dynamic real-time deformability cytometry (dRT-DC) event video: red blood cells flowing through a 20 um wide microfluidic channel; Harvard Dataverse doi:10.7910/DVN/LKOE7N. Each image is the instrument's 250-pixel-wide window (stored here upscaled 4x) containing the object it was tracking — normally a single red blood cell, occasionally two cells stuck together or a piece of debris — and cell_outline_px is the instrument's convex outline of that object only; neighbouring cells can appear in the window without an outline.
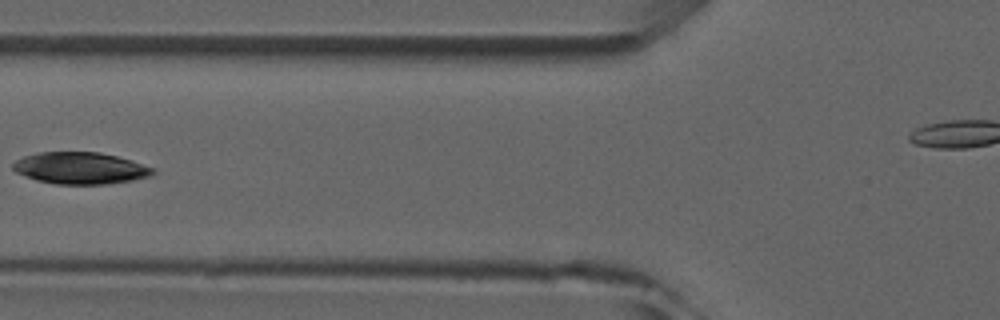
{"species": "common noctule bat (a hibernating species)", "species_latin": "Nyctalus noctula", "temperature_condition": "room temperature", "stored_images_in_passage": 3, "camera_frame_rate_fps": 3000, "um_per_image_px": 0.085, "animal": {"sex": "male", "forearm_length_mm": 52.5}, "frame": {"image": 1, "passage_image": 2, "time_ms": 1.333, "image_size_px": [1000, 320], "cell_outline_px": [[156, 172], [148, 176], [132, 180], [108, 184], [56, 184], [36, 180], [16, 172], [12, 168], [12, 164], [16, 160], [24, 156], [36, 152], [100, 152], [132, 160], [156, 168]], "centroid_in_image_um": [6.84, 14.28], "position_along_channel_um": 119.0, "area_um2": 26.01}}
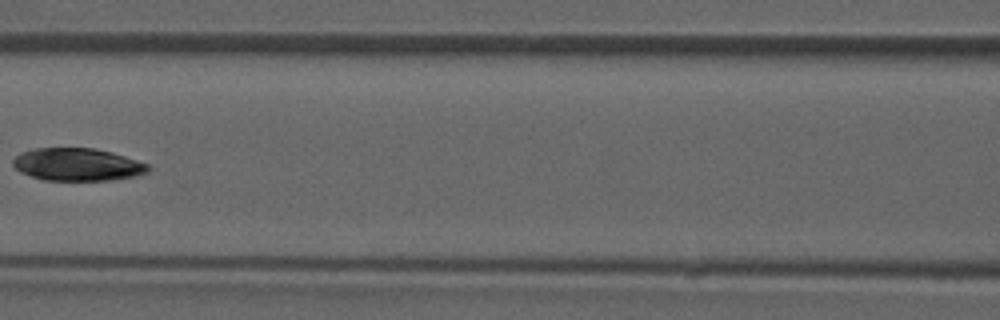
{"frame": {"image": 2, "passage_image": 3, "time_ms": 2.333, "image_size_px": [1000, 320], "cell_outline_px": [[152, 168], [148, 172], [136, 176], [112, 180], [44, 180], [20, 172], [12, 164], [12, 160], [20, 152], [36, 148], [92, 148], [112, 152], [148, 164]], "centroid_in_image_um": [6.59, 13.98], "position_along_channel_um": 160.0, "area_um2": 25.72}}